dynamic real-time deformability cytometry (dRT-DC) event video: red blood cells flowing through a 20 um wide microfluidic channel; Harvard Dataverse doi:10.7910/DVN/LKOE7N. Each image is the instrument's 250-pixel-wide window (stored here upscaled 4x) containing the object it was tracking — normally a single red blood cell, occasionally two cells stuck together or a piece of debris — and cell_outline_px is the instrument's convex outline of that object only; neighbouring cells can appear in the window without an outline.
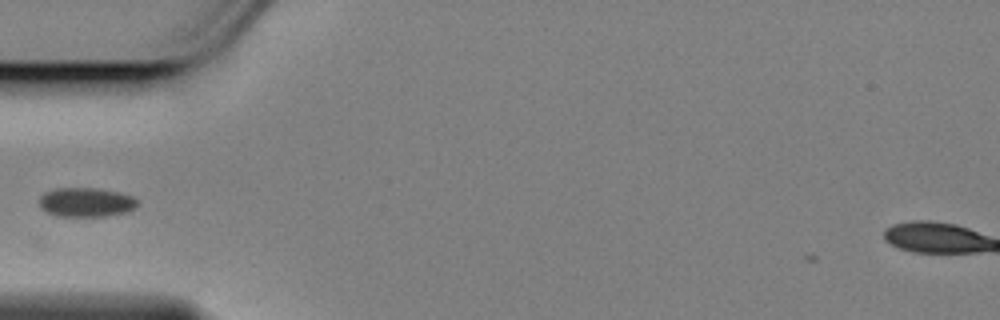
{"species": "Egyptian fruit bat (a non-hibernating species)", "species_latin": "Rousettus aegyptiacus", "temperature_condition": "cold", "stored_images_in_passage": 36, "camera_frame_rate_fps": 3000, "um_per_image_px": 0.085, "animal": {"sex": "female"}, "frame": {"image": 1, "passage_image": 1, "time_ms": 0.0, "image_size_px": [1000, 320], "cell_outline_px": [[140, 204], [136, 208], [128, 212], [104, 216], [56, 216], [40, 208], [40, 196], [44, 192], [56, 188], [96, 188], [120, 192], [132, 196], [140, 200]], "centroid_in_image_um": [7.37, 17.19], "position_along_channel_um": 77.6, "area_um2": 16.99}}
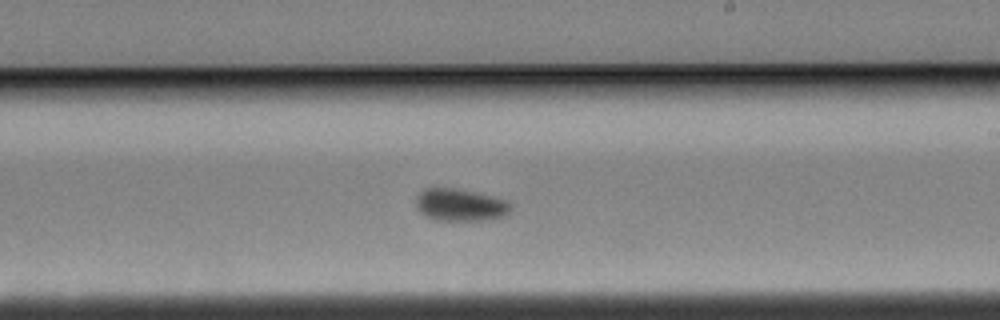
{"frame": {"image": 2, "passage_image": 16, "time_ms": 5.0, "image_size_px": [1000, 320], "cell_outline_px": [[512, 208], [504, 216], [484, 220], [432, 220], [424, 216], [416, 208], [416, 196], [424, 188], [452, 188], [476, 192], [508, 200], [512, 204]], "centroid_in_image_um": [39.1, 17.42], "position_along_channel_um": 249.9, "area_um2": 18.03}}
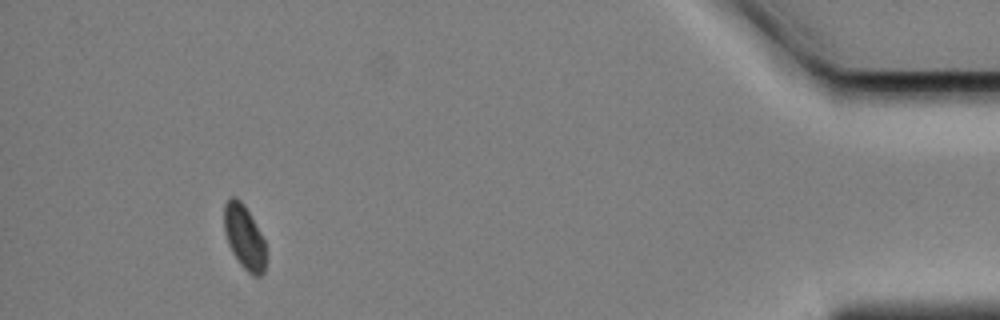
{"frame": {"image": 3, "passage_image": 36, "time_ms": 11.667, "image_size_px": [1000, 320], "cell_outline_px": [[264, 272], [260, 276], [252, 276], [240, 264], [232, 252], [228, 244], [224, 232], [224, 204], [232, 196], [236, 196], [244, 204], [264, 240]], "centroid_in_image_um": [20.73, 20.14], "position_along_channel_um": 414.5, "area_um2": 15.37}}